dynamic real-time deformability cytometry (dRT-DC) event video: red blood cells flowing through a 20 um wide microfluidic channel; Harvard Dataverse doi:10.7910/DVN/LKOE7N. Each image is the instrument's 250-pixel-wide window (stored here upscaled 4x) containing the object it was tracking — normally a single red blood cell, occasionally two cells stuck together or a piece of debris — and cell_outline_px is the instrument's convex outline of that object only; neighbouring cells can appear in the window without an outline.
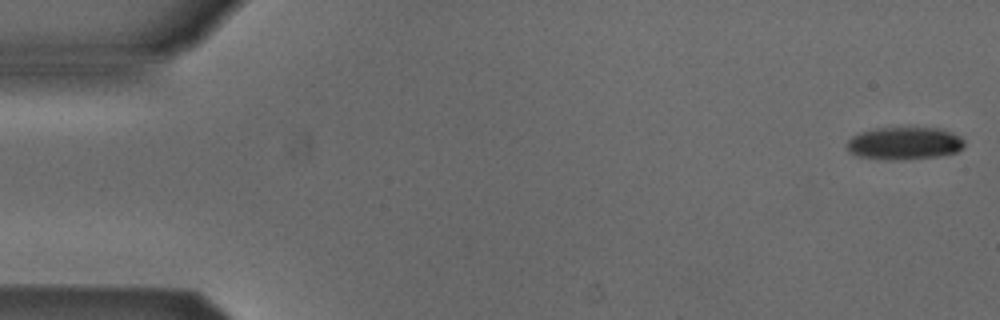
{"species": "Egyptian fruit bat (a non-hibernating species)", "species_latin": "Rousettus aegyptiacus", "temperature_condition": "cold", "stored_images_in_passage": 52, "camera_frame_rate_fps": 3000, "um_per_image_px": 0.085, "animal": {"sex": "male"}, "frame": {"image": 1, "passage_image": 1, "time_ms": 0.0, "image_size_px": [1000, 320], "cell_outline_px": [[964, 148], [956, 152], [940, 156], [904, 160], [888, 160], [856, 156], [848, 152], [848, 140], [852, 136], [860, 132], [880, 128], [940, 128], [952, 132], [960, 136], [964, 140]], "centroid_in_image_um": [76.89, 12.19], "position_along_channel_um": 8.1, "area_um2": 22.48}}
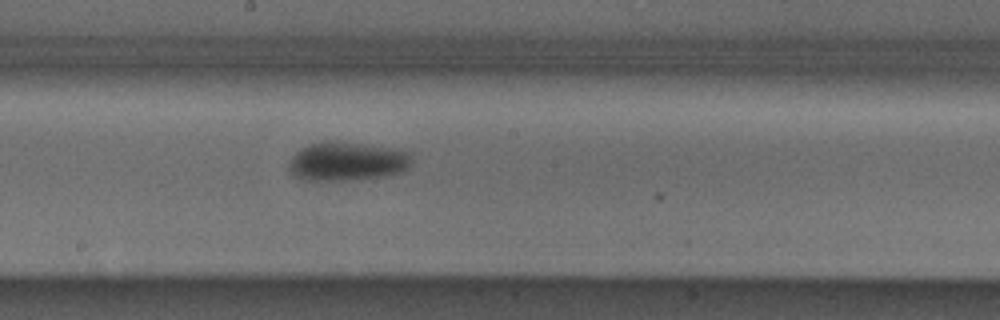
{"frame": {"image": 2, "passage_image": 28, "time_ms": 9.0, "image_size_px": [1000, 320], "cell_outline_px": [[412, 160], [408, 168], [396, 172], [380, 176], [344, 180], [304, 180], [288, 172], [288, 160], [300, 148], [308, 144], [324, 140], [332, 140], [364, 144], [408, 152], [412, 156]], "centroid_in_image_um": [29.39, 13.7], "position_along_channel_um": 218.8, "area_um2": 27.63}}
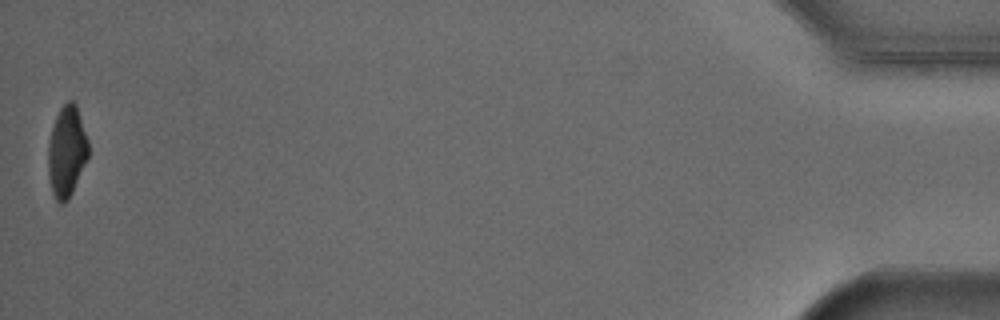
{"frame": {"image": 3, "passage_image": 52, "time_ms": 17.0, "image_size_px": [1000, 320], "cell_outline_px": [[88, 160], [68, 200], [64, 204], [60, 204], [56, 200], [52, 192], [48, 172], [48, 144], [52, 128], [56, 116], [60, 108], [68, 100], [72, 100], [76, 104], [88, 140]], "centroid_in_image_um": [5.68, 12.89], "position_along_channel_um": 429.5, "area_um2": 21.39}, "authors_computed_cell_mechanics": {"area_um2": 25.0852, "velocity_mm_per_s": 3.8957, "shape_relaxation_time_tau1_ms": 1.7851, "shape_relaxation_time_tau2_ms": null, "deformation_change_tau1": 0.1151, "deformation_change_tau2": null}}